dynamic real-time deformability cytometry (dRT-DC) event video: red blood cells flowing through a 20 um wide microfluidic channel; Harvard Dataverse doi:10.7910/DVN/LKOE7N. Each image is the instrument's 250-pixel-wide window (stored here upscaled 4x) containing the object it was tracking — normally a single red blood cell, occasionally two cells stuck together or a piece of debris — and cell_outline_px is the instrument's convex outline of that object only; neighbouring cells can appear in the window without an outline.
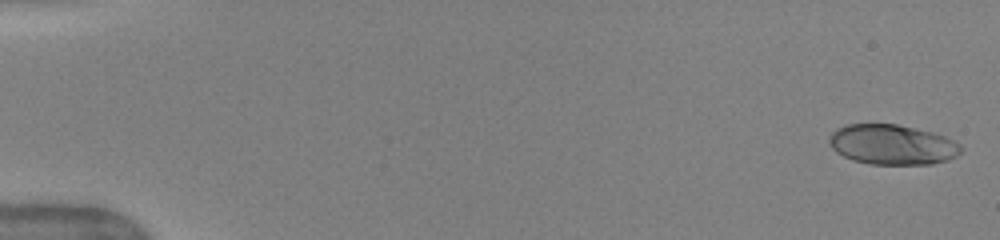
{"species": "human", "species_latin": "Homo sapiens", "temperature_condition": "warm", "stored_images_in_passage": 50, "camera_frame_rate_fps": 3000, "um_per_image_px": 0.085, "donor": {"sex": "female"}, "frame": {"image": 1, "passage_image": 1, "time_ms": 0.0, "image_size_px": [1000, 240], "cell_outline_px": [[960, 152], [956, 156], [948, 160], [932, 164], [872, 164], [852, 160], [836, 152], [828, 144], [828, 140], [832, 132], [836, 128], [844, 124], [896, 124], [916, 128], [932, 132], [944, 136], [960, 144]], "centroid_in_image_um": [75.8, 12.29], "position_along_channel_um": 9.2, "area_um2": 30.81}}
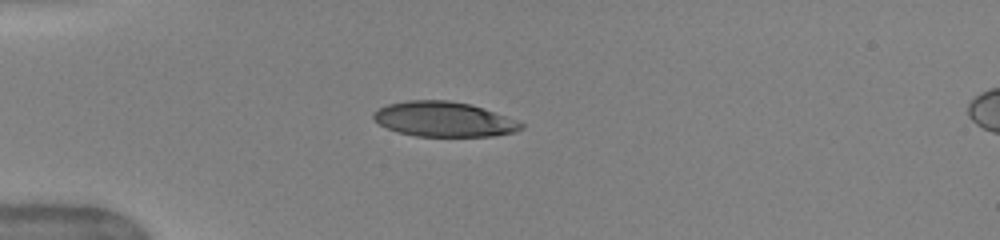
{"frame": {"image": 2, "passage_image": 14, "time_ms": 4.333, "image_size_px": [1000, 240], "cell_outline_px": [[524, 128], [516, 132], [492, 136], [416, 136], [396, 132], [380, 124], [372, 116], [372, 112], [388, 104], [408, 100], [448, 100], [468, 104], [504, 116], [524, 124]], "centroid_in_image_um": [37.7, 10.14], "position_along_channel_um": 47.3, "area_um2": 29.71}}
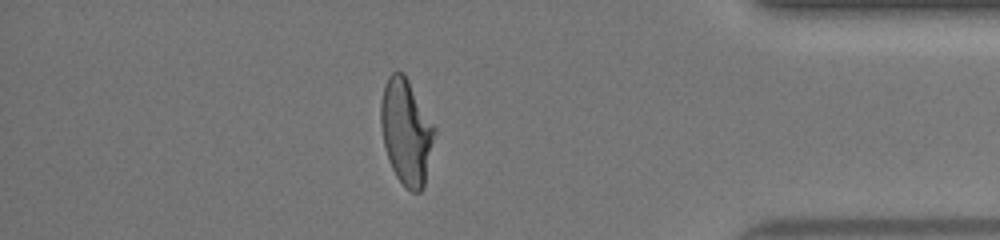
{"frame": {"image": 3, "passage_image": 44, "time_ms": 14.333, "image_size_px": [1000, 240], "cell_outline_px": [[436, 132], [424, 188], [420, 192], [412, 192], [396, 176], [388, 160], [384, 144], [380, 124], [380, 104], [384, 84], [388, 76], [392, 72], [404, 72], [436, 128]], "centroid_in_image_um": [34.53, 11.19], "position_along_channel_um": 400.7, "area_um2": 33.18}, "authors_computed_cell_mechanics": {"area_um2": 32.1079, "velocity_mm_per_s": 4.0352, "shape_relaxation_time_tau1_ms": 4.9315, "shape_relaxation_time_tau2_ms": 0.7851, "deformation_change_tau1": 0.2138, "deformation_change_tau2": 0.0823}}